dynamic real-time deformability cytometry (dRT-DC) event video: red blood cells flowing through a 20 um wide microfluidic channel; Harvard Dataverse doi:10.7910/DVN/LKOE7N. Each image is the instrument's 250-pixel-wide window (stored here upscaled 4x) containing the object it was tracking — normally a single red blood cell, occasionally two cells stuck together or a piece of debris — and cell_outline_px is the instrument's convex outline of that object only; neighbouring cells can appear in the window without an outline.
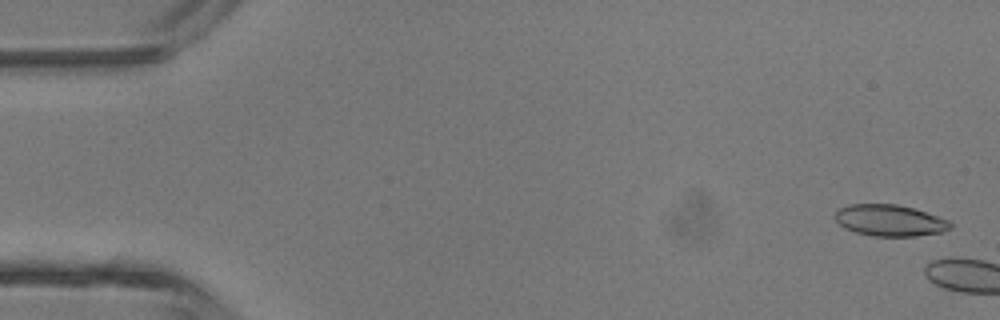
{"species": "common noctule bat (a hibernating species)", "species_latin": "Nyctalus noctula", "temperature_condition": "room temperature", "stored_images_in_passage": 4, "camera_frame_rate_fps": 3000, "um_per_image_px": 0.085, "animal": {"sex": "male", "body_mass_g": 13.3}, "frame": {"image": 1, "passage_image": 2, "time_ms": 0.333, "image_size_px": [1000, 320], "cell_outline_px": [[952, 228], [944, 232], [916, 236], [872, 236], [856, 232], [844, 228], [832, 216], [840, 208], [848, 204], [896, 204], [912, 208], [948, 220], [952, 224]], "centroid_in_image_um": [75.62, 18.74], "position_along_channel_um": 9.4, "area_um2": 21.1}}